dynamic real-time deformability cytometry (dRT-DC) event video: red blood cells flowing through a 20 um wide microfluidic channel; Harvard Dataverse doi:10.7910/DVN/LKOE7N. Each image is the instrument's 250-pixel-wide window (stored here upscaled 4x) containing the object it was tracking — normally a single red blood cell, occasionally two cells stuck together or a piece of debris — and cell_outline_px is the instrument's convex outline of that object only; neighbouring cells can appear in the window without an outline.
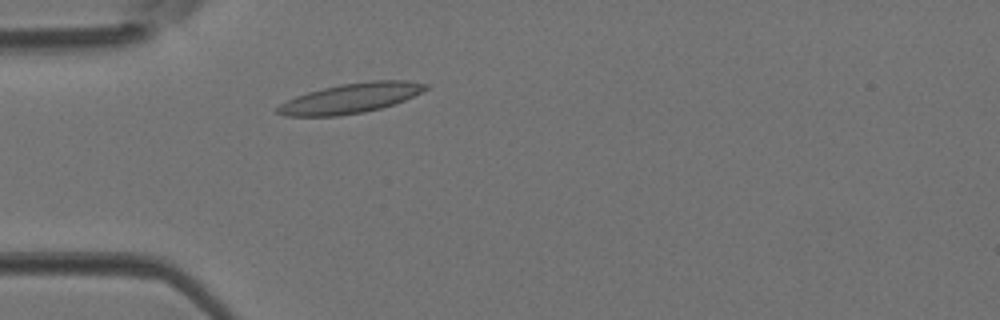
{"species": "Egyptian fruit bat (a non-hibernating species)", "species_latin": "Rousettus aegyptiacus", "temperature_condition": "room temperature", "stored_images_in_passage": 38, "camera_frame_rate_fps": 3000, "um_per_image_px": 0.085, "animal": {"sex": "female"}, "frame": {"image": 1, "passage_image": 7, "time_ms": 2.0, "image_size_px": [1000, 320], "cell_outline_px": [[428, 88], [404, 100], [380, 108], [364, 112], [340, 116], [284, 116], [276, 112], [276, 108], [280, 104], [296, 96], [308, 92], [340, 84], [372, 80], [404, 80], [428, 84]], "centroid_in_image_um": [29.78, 8.35], "position_along_channel_um": 55.2, "area_um2": 25.55}}
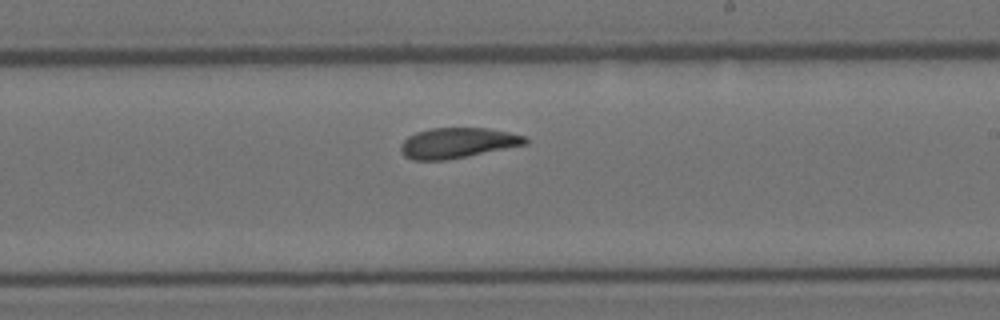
{"frame": {"image": 2, "passage_image": 20, "time_ms": 6.333, "image_size_px": [1000, 320], "cell_outline_px": [[528, 144], [444, 160], [412, 160], [404, 156], [400, 152], [400, 144], [408, 136], [416, 132], [432, 128], [488, 128], [508, 132], [524, 136], [528, 140]], "centroid_in_image_um": [38.85, 12.14], "position_along_channel_um": 250.2, "area_um2": 21.91}}
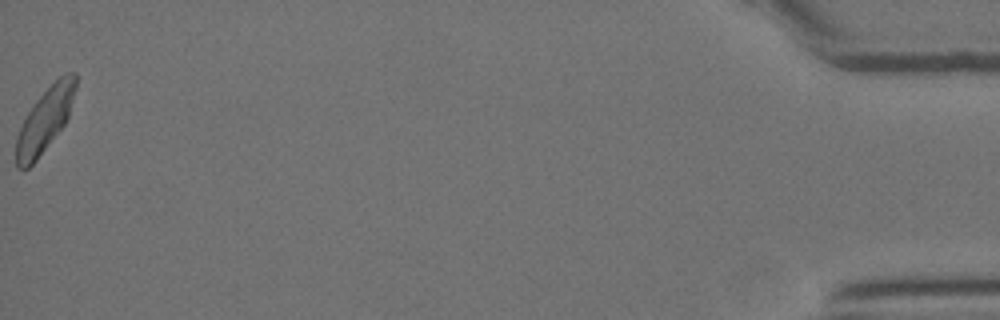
{"frame": {"image": 3, "passage_image": 38, "time_ms": 12.333, "image_size_px": [1000, 320], "cell_outline_px": [[76, 88], [68, 116], [64, 124], [36, 160], [28, 168], [16, 168], [16, 140], [20, 128], [32, 104], [60, 76], [68, 72], [76, 72]], "centroid_in_image_um": [3.82, 10.18], "position_along_channel_um": 431.4, "area_um2": 21.56}}